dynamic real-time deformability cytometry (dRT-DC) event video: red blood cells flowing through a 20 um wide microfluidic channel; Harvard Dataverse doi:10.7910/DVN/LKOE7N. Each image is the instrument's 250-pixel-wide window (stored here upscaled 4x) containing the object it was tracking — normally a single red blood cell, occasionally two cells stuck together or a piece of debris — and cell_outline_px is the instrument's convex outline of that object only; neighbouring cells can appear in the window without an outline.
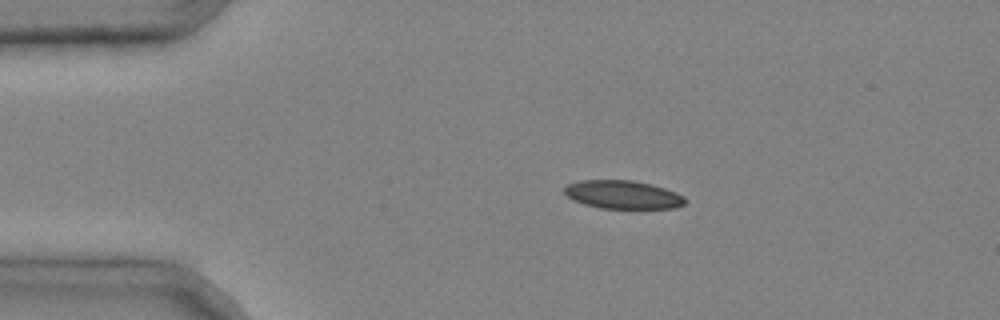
{"species": "common noctule bat (a hibernating species)", "species_latin": "Nyctalus noctula", "temperature_condition": "cold", "stored_images_in_passage": 4, "camera_frame_rate_fps": 3000, "um_per_image_px": 0.085, "animal": {"sex": "male", "body_mass_g": 20.4}, "frame": {"image": 1, "passage_image": 2, "time_ms": 0.333, "image_size_px": [1000, 320], "cell_outline_px": [[688, 200], [684, 204], [676, 208], [600, 208], [584, 204], [572, 200], [564, 192], [564, 188], [568, 184], [580, 180], [632, 180], [652, 184], [676, 192], [684, 196]], "centroid_in_image_um": [52.96, 16.54], "position_along_channel_um": 32.0, "area_um2": 20.0}}
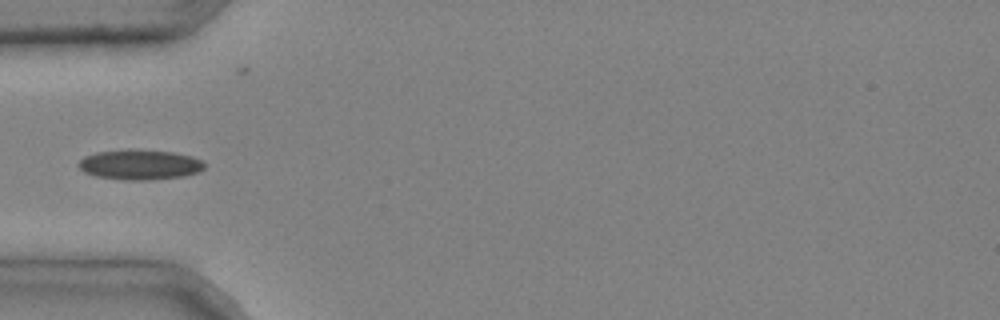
{"frame": {"image": 2, "passage_image": 4, "time_ms": 1.0, "image_size_px": [1000, 320], "cell_outline_px": [[204, 168], [200, 172], [184, 176], [148, 180], [124, 180], [96, 176], [84, 172], [76, 164], [84, 156], [96, 152], [128, 148], [132, 148], [172, 152], [192, 156], [200, 160], [204, 164]], "centroid_in_image_um": [11.86, 13.98], "position_along_channel_um": 73.1, "area_um2": 22.37}}